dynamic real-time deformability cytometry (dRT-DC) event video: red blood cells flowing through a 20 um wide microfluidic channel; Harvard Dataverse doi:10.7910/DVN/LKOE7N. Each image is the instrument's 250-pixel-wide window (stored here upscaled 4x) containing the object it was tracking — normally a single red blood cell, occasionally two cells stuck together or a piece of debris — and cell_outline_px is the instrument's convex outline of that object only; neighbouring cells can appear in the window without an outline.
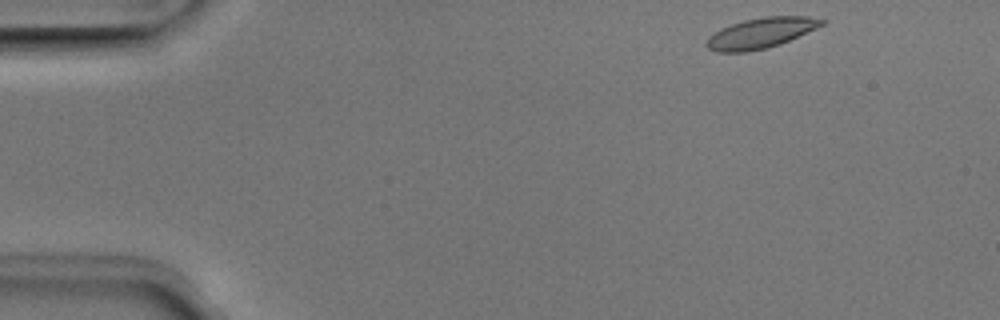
{"species": "Egyptian fruit bat (a non-hibernating species)", "species_latin": "Rousettus aegyptiacus", "temperature_condition": "room temperature", "stored_images_in_passage": 46, "camera_frame_rate_fps": 3000, "um_per_image_px": 0.085, "animal": {"sex": "male"}, "frame": {"image": 1, "passage_image": 1, "time_ms": 0.0, "image_size_px": [1000, 320], "cell_outline_px": [[828, 20], [824, 24], [816, 28], [780, 44], [748, 52], [716, 52], [708, 48], [704, 44], [708, 36], [720, 28], [744, 20], [764, 16], [808, 16]], "centroid_in_image_um": [64.64, 2.8], "position_along_channel_um": 20.4, "area_um2": 20.46}}
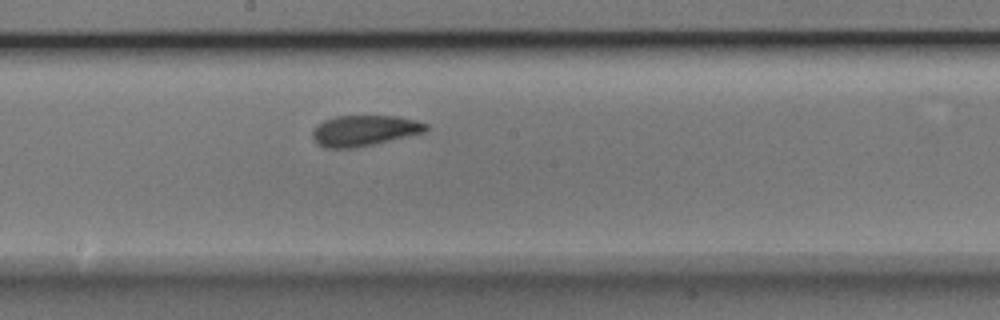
{"frame": {"image": 2, "passage_image": 23, "time_ms": 7.333, "image_size_px": [1000, 320], "cell_outline_px": [[428, 128], [424, 132], [372, 144], [352, 148], [324, 148], [316, 144], [312, 136], [312, 132], [316, 124], [324, 120], [336, 116], [396, 116], [416, 120], [428, 124]], "centroid_in_image_um": [30.91, 11.09], "position_along_channel_um": 217.3, "area_um2": 20.23}}
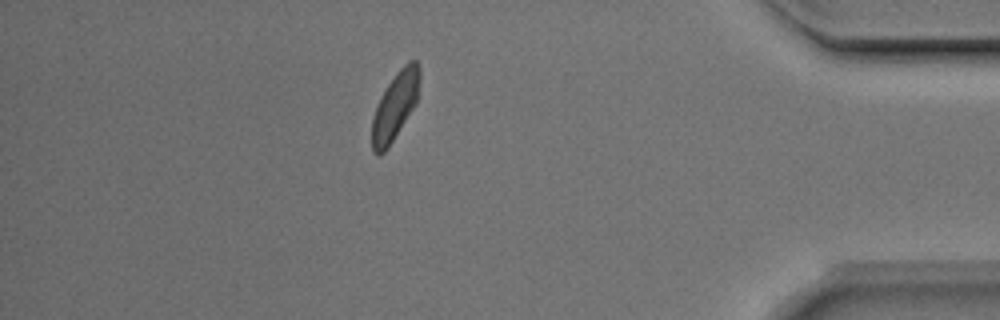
{"frame": {"image": 3, "passage_image": 40, "time_ms": 13.0, "image_size_px": [1000, 320], "cell_outline_px": [[420, 80], [416, 104], [388, 148], [380, 156], [376, 156], [372, 152], [372, 116], [380, 96], [396, 72], [408, 60], [416, 60], [420, 68]], "centroid_in_image_um": [33.57, 9.02], "position_along_channel_um": 401.6, "area_um2": 19.02}, "authors_computed_cell_mechanics": {"area_um2": 20.23, "velocity_mm_per_s": 3.9527, "shape_relaxation_time_tau1_ms": 3.1077, "shape_relaxation_time_tau2_ms": 1.4333, "deformation_change_tau1": 0.1201, "deformation_change_tau2": 0.0619}}